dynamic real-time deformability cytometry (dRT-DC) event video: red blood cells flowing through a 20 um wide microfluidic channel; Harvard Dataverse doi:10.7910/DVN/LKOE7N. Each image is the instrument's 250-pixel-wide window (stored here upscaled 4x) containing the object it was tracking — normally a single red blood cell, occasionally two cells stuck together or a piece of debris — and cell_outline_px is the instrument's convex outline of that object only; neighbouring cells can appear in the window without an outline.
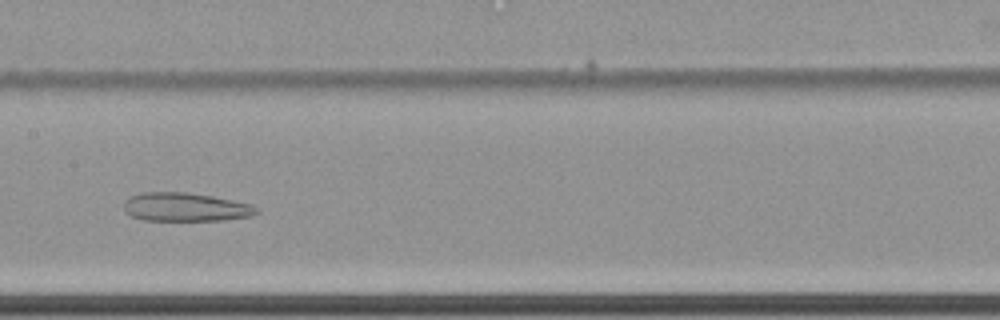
{"species": "common noctule bat (a hibernating species)", "species_latin": "Nyctalus noctula", "temperature_condition": "cold", "stored_images_in_passage": 56, "camera_frame_rate_fps": 3000, "um_per_image_px": 0.085, "animal": {"sex": "female", "body_mass_g": 22.7, "forearm_length_mm": 54.2}, "frame": {"image": 1, "passage_image": 27, "time_ms": 8.667, "image_size_px": [1000, 320], "cell_outline_px": [[260, 212], [252, 216], [224, 220], [144, 220], [132, 216], [124, 212], [124, 200], [132, 196], [144, 192], [184, 192], [212, 196], [252, 204], [260, 208]], "centroid_in_image_um": [15.8, 17.6], "position_along_channel_um": 191.6, "area_um2": 22.2}}
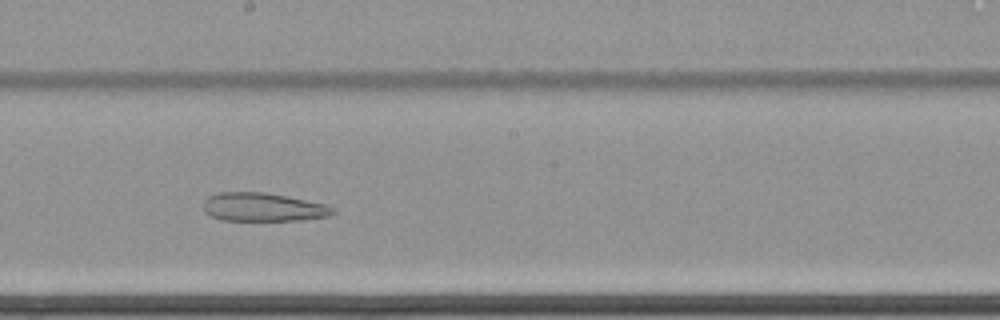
{"frame": {"image": 2, "passage_image": 30, "time_ms": 9.667, "image_size_px": [1000, 320], "cell_outline_px": [[336, 212], [332, 216], [304, 220], [224, 220], [212, 216], [204, 212], [204, 200], [208, 196], [220, 192], [264, 192], [324, 204], [336, 208]], "centroid_in_image_um": [22.39, 17.61], "position_along_channel_um": 225.8, "area_um2": 21.44}}
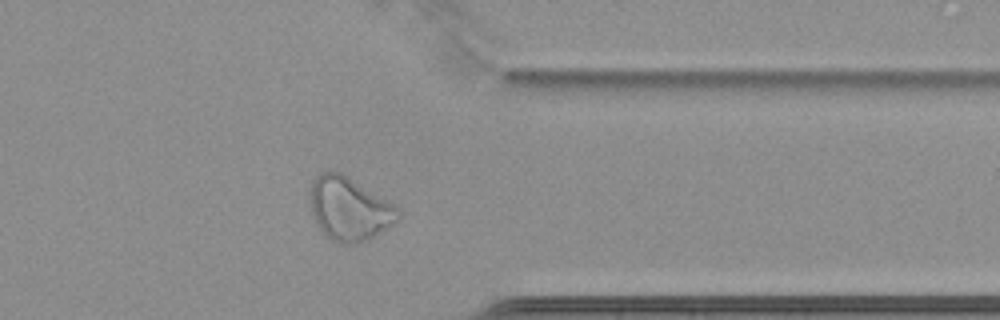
{"frame": {"image": 3, "passage_image": 44, "time_ms": 14.333, "image_size_px": [1000, 320], "cell_outline_px": [[400, 220], [368, 240], [356, 244], [344, 244], [332, 240], [316, 224], [312, 216], [308, 196], [308, 192], [312, 180], [320, 172], [340, 172], [400, 208]], "centroid_in_image_um": [29.66, 17.76], "position_along_channel_um": 381.7, "area_um2": 32.66}}